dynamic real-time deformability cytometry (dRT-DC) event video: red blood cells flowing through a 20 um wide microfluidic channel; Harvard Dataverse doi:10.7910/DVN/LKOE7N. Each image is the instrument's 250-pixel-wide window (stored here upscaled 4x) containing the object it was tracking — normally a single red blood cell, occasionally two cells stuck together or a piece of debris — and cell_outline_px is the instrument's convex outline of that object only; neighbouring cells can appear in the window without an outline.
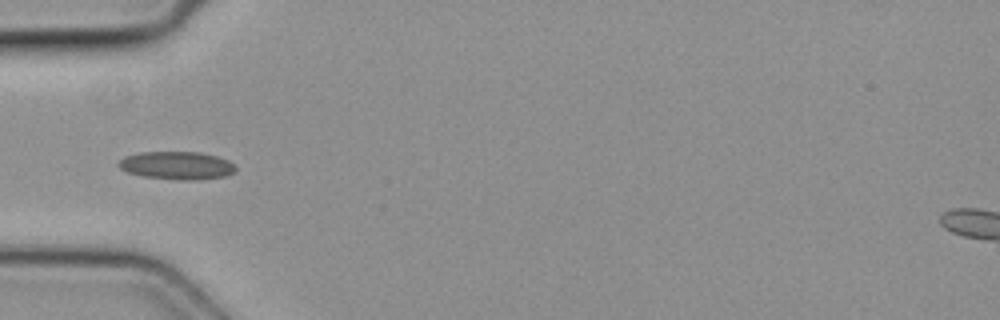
{"species": "common noctule bat (a hibernating species)", "species_latin": "Nyctalus noctula", "temperature_condition": "cold", "stored_images_in_passage": 5, "camera_frame_rate_fps": 3000, "um_per_image_px": 0.085, "animal": {"sex": "female", "body_mass_g": 19.3, "forearm_length_mm": 54.1}, "frame": {"image": 1, "passage_image": 4, "time_ms": 1.0, "image_size_px": [1000, 320], "cell_outline_px": [[236, 172], [228, 176], [200, 180], [176, 180], [144, 176], [128, 172], [120, 168], [116, 164], [124, 156], [140, 152], [200, 152], [216, 156], [228, 160], [236, 168]], "centroid_in_image_um": [15.05, 14.07], "position_along_channel_um": 69.9, "area_um2": 19.25}}
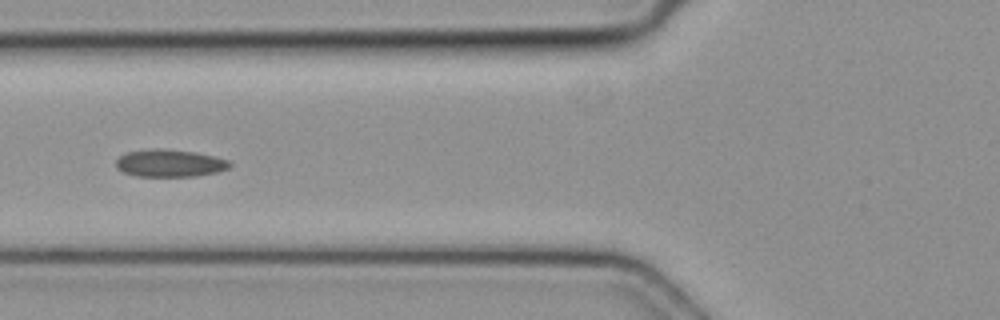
{"frame": {"image": 2, "passage_image": 5, "time_ms": 1.333, "image_size_px": [1000, 320], "cell_outline_px": [[232, 164], [228, 168], [216, 172], [196, 176], [136, 176], [124, 172], [116, 168], [116, 160], [120, 156], [128, 152], [156, 148], [164, 148], [192, 152], [212, 156], [228, 160]], "centroid_in_image_um": [14.4, 13.87], "position_along_channel_um": 111.4, "area_um2": 17.98}}